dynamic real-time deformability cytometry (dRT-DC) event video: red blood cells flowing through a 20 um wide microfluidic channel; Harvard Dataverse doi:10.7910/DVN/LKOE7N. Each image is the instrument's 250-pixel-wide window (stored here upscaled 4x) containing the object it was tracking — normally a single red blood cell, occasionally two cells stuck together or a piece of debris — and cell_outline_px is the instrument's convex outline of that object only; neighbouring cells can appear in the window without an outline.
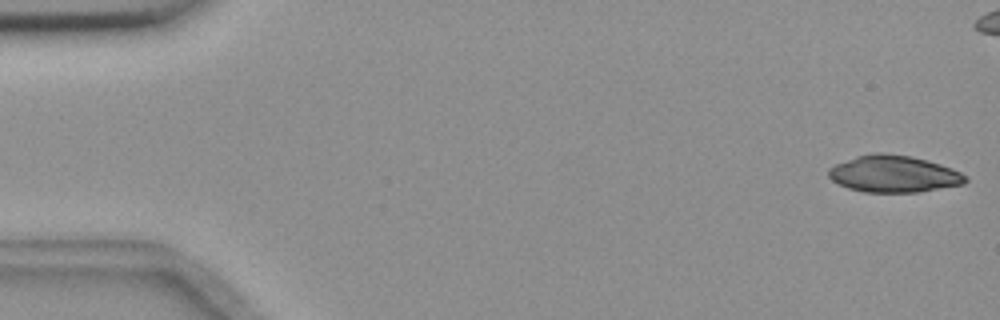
{"species": "common noctule bat (a hibernating species)", "species_latin": "Nyctalus noctula", "temperature_condition": "room temperature", "stored_images_in_passage": 6, "camera_frame_rate_fps": 3000, "um_per_image_px": 0.085, "animal": {"sex": "female", "body_mass_g": 18.4}, "frame": {"image": 1, "passage_image": 1, "time_ms": 0.0, "image_size_px": [1000, 320], "cell_outline_px": [[968, 180], [964, 184], [920, 192], [864, 192], [848, 188], [832, 180], [828, 176], [828, 168], [836, 164], [856, 156], [872, 152], [884, 152], [912, 156], [928, 160], [952, 168], [968, 176]], "centroid_in_image_um": [75.98, 14.77], "position_along_channel_um": 9.0, "area_um2": 29.65}}